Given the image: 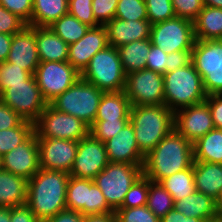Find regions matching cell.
Here are the masks:
<instances>
[{"label": "cell", "instance_id": "cell-2", "mask_svg": "<svg viewBox=\"0 0 222 222\" xmlns=\"http://www.w3.org/2000/svg\"><path fill=\"white\" fill-rule=\"evenodd\" d=\"M193 143L173 129L145 156L143 174L153 182L188 169L193 164Z\"/></svg>", "mask_w": 222, "mask_h": 222}, {"label": "cell", "instance_id": "cell-4", "mask_svg": "<svg viewBox=\"0 0 222 222\" xmlns=\"http://www.w3.org/2000/svg\"><path fill=\"white\" fill-rule=\"evenodd\" d=\"M163 79L165 105L173 112L178 110L179 106L184 108L206 100L202 78L192 62L165 73Z\"/></svg>", "mask_w": 222, "mask_h": 222}, {"label": "cell", "instance_id": "cell-20", "mask_svg": "<svg viewBox=\"0 0 222 222\" xmlns=\"http://www.w3.org/2000/svg\"><path fill=\"white\" fill-rule=\"evenodd\" d=\"M104 144L109 162L144 165L145 156L138 148L134 128L130 121Z\"/></svg>", "mask_w": 222, "mask_h": 222}, {"label": "cell", "instance_id": "cell-27", "mask_svg": "<svg viewBox=\"0 0 222 222\" xmlns=\"http://www.w3.org/2000/svg\"><path fill=\"white\" fill-rule=\"evenodd\" d=\"M131 104L124 90L104 92L94 121L130 119Z\"/></svg>", "mask_w": 222, "mask_h": 222}, {"label": "cell", "instance_id": "cell-26", "mask_svg": "<svg viewBox=\"0 0 222 222\" xmlns=\"http://www.w3.org/2000/svg\"><path fill=\"white\" fill-rule=\"evenodd\" d=\"M174 209L187 218L194 217L209 220L218 215L216 200L198 191L181 200L174 201Z\"/></svg>", "mask_w": 222, "mask_h": 222}, {"label": "cell", "instance_id": "cell-44", "mask_svg": "<svg viewBox=\"0 0 222 222\" xmlns=\"http://www.w3.org/2000/svg\"><path fill=\"white\" fill-rule=\"evenodd\" d=\"M119 0H92L93 16L101 25L115 18Z\"/></svg>", "mask_w": 222, "mask_h": 222}, {"label": "cell", "instance_id": "cell-38", "mask_svg": "<svg viewBox=\"0 0 222 222\" xmlns=\"http://www.w3.org/2000/svg\"><path fill=\"white\" fill-rule=\"evenodd\" d=\"M151 25L176 17L171 0H145Z\"/></svg>", "mask_w": 222, "mask_h": 222}, {"label": "cell", "instance_id": "cell-40", "mask_svg": "<svg viewBox=\"0 0 222 222\" xmlns=\"http://www.w3.org/2000/svg\"><path fill=\"white\" fill-rule=\"evenodd\" d=\"M130 119L94 121L89 127V133L97 140L105 142L114 137Z\"/></svg>", "mask_w": 222, "mask_h": 222}, {"label": "cell", "instance_id": "cell-39", "mask_svg": "<svg viewBox=\"0 0 222 222\" xmlns=\"http://www.w3.org/2000/svg\"><path fill=\"white\" fill-rule=\"evenodd\" d=\"M32 74L23 68L4 61L0 63V94L8 87L9 84L23 83Z\"/></svg>", "mask_w": 222, "mask_h": 222}, {"label": "cell", "instance_id": "cell-37", "mask_svg": "<svg viewBox=\"0 0 222 222\" xmlns=\"http://www.w3.org/2000/svg\"><path fill=\"white\" fill-rule=\"evenodd\" d=\"M115 18L122 20H148L145 0H119Z\"/></svg>", "mask_w": 222, "mask_h": 222}, {"label": "cell", "instance_id": "cell-56", "mask_svg": "<svg viewBox=\"0 0 222 222\" xmlns=\"http://www.w3.org/2000/svg\"><path fill=\"white\" fill-rule=\"evenodd\" d=\"M0 222H10L9 207H0Z\"/></svg>", "mask_w": 222, "mask_h": 222}, {"label": "cell", "instance_id": "cell-32", "mask_svg": "<svg viewBox=\"0 0 222 222\" xmlns=\"http://www.w3.org/2000/svg\"><path fill=\"white\" fill-rule=\"evenodd\" d=\"M159 183L171 194L174 201L191 195L196 191L193 164L188 169L175 172L173 175L162 179Z\"/></svg>", "mask_w": 222, "mask_h": 222}, {"label": "cell", "instance_id": "cell-21", "mask_svg": "<svg viewBox=\"0 0 222 222\" xmlns=\"http://www.w3.org/2000/svg\"><path fill=\"white\" fill-rule=\"evenodd\" d=\"M10 63L35 74L40 63L35 40V26H25L20 32L13 35L9 56Z\"/></svg>", "mask_w": 222, "mask_h": 222}, {"label": "cell", "instance_id": "cell-50", "mask_svg": "<svg viewBox=\"0 0 222 222\" xmlns=\"http://www.w3.org/2000/svg\"><path fill=\"white\" fill-rule=\"evenodd\" d=\"M205 101L209 106L214 128L222 129V94L208 95Z\"/></svg>", "mask_w": 222, "mask_h": 222}, {"label": "cell", "instance_id": "cell-33", "mask_svg": "<svg viewBox=\"0 0 222 222\" xmlns=\"http://www.w3.org/2000/svg\"><path fill=\"white\" fill-rule=\"evenodd\" d=\"M49 28L70 45L79 41L90 27L68 13L61 16Z\"/></svg>", "mask_w": 222, "mask_h": 222}, {"label": "cell", "instance_id": "cell-58", "mask_svg": "<svg viewBox=\"0 0 222 222\" xmlns=\"http://www.w3.org/2000/svg\"><path fill=\"white\" fill-rule=\"evenodd\" d=\"M217 203V211H218V215L222 216V189L220 191V194L218 196V199L216 200Z\"/></svg>", "mask_w": 222, "mask_h": 222}, {"label": "cell", "instance_id": "cell-59", "mask_svg": "<svg viewBox=\"0 0 222 222\" xmlns=\"http://www.w3.org/2000/svg\"><path fill=\"white\" fill-rule=\"evenodd\" d=\"M207 222H222V216L217 215L214 218H210Z\"/></svg>", "mask_w": 222, "mask_h": 222}, {"label": "cell", "instance_id": "cell-11", "mask_svg": "<svg viewBox=\"0 0 222 222\" xmlns=\"http://www.w3.org/2000/svg\"><path fill=\"white\" fill-rule=\"evenodd\" d=\"M66 209L78 211L83 216L115 213L94 180L72 176L67 183Z\"/></svg>", "mask_w": 222, "mask_h": 222}, {"label": "cell", "instance_id": "cell-35", "mask_svg": "<svg viewBox=\"0 0 222 222\" xmlns=\"http://www.w3.org/2000/svg\"><path fill=\"white\" fill-rule=\"evenodd\" d=\"M34 132V123L24 120L19 126L0 130V155L23 143Z\"/></svg>", "mask_w": 222, "mask_h": 222}, {"label": "cell", "instance_id": "cell-13", "mask_svg": "<svg viewBox=\"0 0 222 222\" xmlns=\"http://www.w3.org/2000/svg\"><path fill=\"white\" fill-rule=\"evenodd\" d=\"M124 92L131 106L165 105L163 75L152 70L127 74Z\"/></svg>", "mask_w": 222, "mask_h": 222}, {"label": "cell", "instance_id": "cell-1", "mask_svg": "<svg viewBox=\"0 0 222 222\" xmlns=\"http://www.w3.org/2000/svg\"><path fill=\"white\" fill-rule=\"evenodd\" d=\"M69 173L40 170L28 180L26 205L40 222H45L66 209V191Z\"/></svg>", "mask_w": 222, "mask_h": 222}, {"label": "cell", "instance_id": "cell-24", "mask_svg": "<svg viewBox=\"0 0 222 222\" xmlns=\"http://www.w3.org/2000/svg\"><path fill=\"white\" fill-rule=\"evenodd\" d=\"M193 173L196 191L217 200L222 189V164L193 161Z\"/></svg>", "mask_w": 222, "mask_h": 222}, {"label": "cell", "instance_id": "cell-57", "mask_svg": "<svg viewBox=\"0 0 222 222\" xmlns=\"http://www.w3.org/2000/svg\"><path fill=\"white\" fill-rule=\"evenodd\" d=\"M204 6L222 8V0H203Z\"/></svg>", "mask_w": 222, "mask_h": 222}, {"label": "cell", "instance_id": "cell-41", "mask_svg": "<svg viewBox=\"0 0 222 222\" xmlns=\"http://www.w3.org/2000/svg\"><path fill=\"white\" fill-rule=\"evenodd\" d=\"M116 222H160V219L147 207L118 208Z\"/></svg>", "mask_w": 222, "mask_h": 222}, {"label": "cell", "instance_id": "cell-48", "mask_svg": "<svg viewBox=\"0 0 222 222\" xmlns=\"http://www.w3.org/2000/svg\"><path fill=\"white\" fill-rule=\"evenodd\" d=\"M24 119L0 100V130L19 126Z\"/></svg>", "mask_w": 222, "mask_h": 222}, {"label": "cell", "instance_id": "cell-16", "mask_svg": "<svg viewBox=\"0 0 222 222\" xmlns=\"http://www.w3.org/2000/svg\"><path fill=\"white\" fill-rule=\"evenodd\" d=\"M2 169L27 181L40 170L38 139L35 131L23 143L2 156Z\"/></svg>", "mask_w": 222, "mask_h": 222}, {"label": "cell", "instance_id": "cell-17", "mask_svg": "<svg viewBox=\"0 0 222 222\" xmlns=\"http://www.w3.org/2000/svg\"><path fill=\"white\" fill-rule=\"evenodd\" d=\"M40 168L70 173L74 164L78 141L37 138Z\"/></svg>", "mask_w": 222, "mask_h": 222}, {"label": "cell", "instance_id": "cell-52", "mask_svg": "<svg viewBox=\"0 0 222 222\" xmlns=\"http://www.w3.org/2000/svg\"><path fill=\"white\" fill-rule=\"evenodd\" d=\"M83 217L78 211L65 209L45 222H83Z\"/></svg>", "mask_w": 222, "mask_h": 222}, {"label": "cell", "instance_id": "cell-51", "mask_svg": "<svg viewBox=\"0 0 222 222\" xmlns=\"http://www.w3.org/2000/svg\"><path fill=\"white\" fill-rule=\"evenodd\" d=\"M10 222H40L27 205L10 208Z\"/></svg>", "mask_w": 222, "mask_h": 222}, {"label": "cell", "instance_id": "cell-12", "mask_svg": "<svg viewBox=\"0 0 222 222\" xmlns=\"http://www.w3.org/2000/svg\"><path fill=\"white\" fill-rule=\"evenodd\" d=\"M151 44L167 54L182 50H192L195 42L194 22L174 17L151 25Z\"/></svg>", "mask_w": 222, "mask_h": 222}, {"label": "cell", "instance_id": "cell-49", "mask_svg": "<svg viewBox=\"0 0 222 222\" xmlns=\"http://www.w3.org/2000/svg\"><path fill=\"white\" fill-rule=\"evenodd\" d=\"M191 63V50L176 51L168 54V65L165 73L172 72L178 68L187 66Z\"/></svg>", "mask_w": 222, "mask_h": 222}, {"label": "cell", "instance_id": "cell-25", "mask_svg": "<svg viewBox=\"0 0 222 222\" xmlns=\"http://www.w3.org/2000/svg\"><path fill=\"white\" fill-rule=\"evenodd\" d=\"M28 181L5 170H0V207L26 205Z\"/></svg>", "mask_w": 222, "mask_h": 222}, {"label": "cell", "instance_id": "cell-47", "mask_svg": "<svg viewBox=\"0 0 222 222\" xmlns=\"http://www.w3.org/2000/svg\"><path fill=\"white\" fill-rule=\"evenodd\" d=\"M166 65H168V54L158 46L151 44L150 52L147 55L146 69L164 75Z\"/></svg>", "mask_w": 222, "mask_h": 222}, {"label": "cell", "instance_id": "cell-34", "mask_svg": "<svg viewBox=\"0 0 222 222\" xmlns=\"http://www.w3.org/2000/svg\"><path fill=\"white\" fill-rule=\"evenodd\" d=\"M147 207L159 218H163L174 209V200L171 194L158 182L149 179Z\"/></svg>", "mask_w": 222, "mask_h": 222}, {"label": "cell", "instance_id": "cell-15", "mask_svg": "<svg viewBox=\"0 0 222 222\" xmlns=\"http://www.w3.org/2000/svg\"><path fill=\"white\" fill-rule=\"evenodd\" d=\"M104 142L90 133L78 142L76 156L69 175L94 180L96 175L108 165Z\"/></svg>", "mask_w": 222, "mask_h": 222}, {"label": "cell", "instance_id": "cell-29", "mask_svg": "<svg viewBox=\"0 0 222 222\" xmlns=\"http://www.w3.org/2000/svg\"><path fill=\"white\" fill-rule=\"evenodd\" d=\"M68 14V0H33L29 26L49 27L61 16Z\"/></svg>", "mask_w": 222, "mask_h": 222}, {"label": "cell", "instance_id": "cell-19", "mask_svg": "<svg viewBox=\"0 0 222 222\" xmlns=\"http://www.w3.org/2000/svg\"><path fill=\"white\" fill-rule=\"evenodd\" d=\"M108 45L104 25L90 27L79 41L69 45L67 62L81 74L94 54L105 49Z\"/></svg>", "mask_w": 222, "mask_h": 222}, {"label": "cell", "instance_id": "cell-6", "mask_svg": "<svg viewBox=\"0 0 222 222\" xmlns=\"http://www.w3.org/2000/svg\"><path fill=\"white\" fill-rule=\"evenodd\" d=\"M103 91L79 78L49 104L56 110L75 116L89 127L94 123Z\"/></svg>", "mask_w": 222, "mask_h": 222}, {"label": "cell", "instance_id": "cell-45", "mask_svg": "<svg viewBox=\"0 0 222 222\" xmlns=\"http://www.w3.org/2000/svg\"><path fill=\"white\" fill-rule=\"evenodd\" d=\"M0 5L17 15L27 25L31 22L33 0H0Z\"/></svg>", "mask_w": 222, "mask_h": 222}, {"label": "cell", "instance_id": "cell-14", "mask_svg": "<svg viewBox=\"0 0 222 222\" xmlns=\"http://www.w3.org/2000/svg\"><path fill=\"white\" fill-rule=\"evenodd\" d=\"M34 76L43 98L49 104L70 88L80 78V73L67 61H47L39 63Z\"/></svg>", "mask_w": 222, "mask_h": 222}, {"label": "cell", "instance_id": "cell-30", "mask_svg": "<svg viewBox=\"0 0 222 222\" xmlns=\"http://www.w3.org/2000/svg\"><path fill=\"white\" fill-rule=\"evenodd\" d=\"M194 161L222 164V129H212L193 143Z\"/></svg>", "mask_w": 222, "mask_h": 222}, {"label": "cell", "instance_id": "cell-3", "mask_svg": "<svg viewBox=\"0 0 222 222\" xmlns=\"http://www.w3.org/2000/svg\"><path fill=\"white\" fill-rule=\"evenodd\" d=\"M130 122L138 148L146 156L174 129V112L166 105L131 106Z\"/></svg>", "mask_w": 222, "mask_h": 222}, {"label": "cell", "instance_id": "cell-22", "mask_svg": "<svg viewBox=\"0 0 222 222\" xmlns=\"http://www.w3.org/2000/svg\"><path fill=\"white\" fill-rule=\"evenodd\" d=\"M110 46L119 48L133 41L150 38L151 23L148 20H122L113 18L104 24Z\"/></svg>", "mask_w": 222, "mask_h": 222}, {"label": "cell", "instance_id": "cell-53", "mask_svg": "<svg viewBox=\"0 0 222 222\" xmlns=\"http://www.w3.org/2000/svg\"><path fill=\"white\" fill-rule=\"evenodd\" d=\"M160 222H207V219L194 217L187 218L182 213L172 209L163 218L160 219Z\"/></svg>", "mask_w": 222, "mask_h": 222}, {"label": "cell", "instance_id": "cell-60", "mask_svg": "<svg viewBox=\"0 0 222 222\" xmlns=\"http://www.w3.org/2000/svg\"><path fill=\"white\" fill-rule=\"evenodd\" d=\"M0 170H2V156L0 155Z\"/></svg>", "mask_w": 222, "mask_h": 222}, {"label": "cell", "instance_id": "cell-10", "mask_svg": "<svg viewBox=\"0 0 222 222\" xmlns=\"http://www.w3.org/2000/svg\"><path fill=\"white\" fill-rule=\"evenodd\" d=\"M37 138L80 141L89 134V126L82 120L54 109L50 104L34 123Z\"/></svg>", "mask_w": 222, "mask_h": 222}, {"label": "cell", "instance_id": "cell-42", "mask_svg": "<svg viewBox=\"0 0 222 222\" xmlns=\"http://www.w3.org/2000/svg\"><path fill=\"white\" fill-rule=\"evenodd\" d=\"M68 13L89 27L99 26L92 9V0H68Z\"/></svg>", "mask_w": 222, "mask_h": 222}, {"label": "cell", "instance_id": "cell-43", "mask_svg": "<svg viewBox=\"0 0 222 222\" xmlns=\"http://www.w3.org/2000/svg\"><path fill=\"white\" fill-rule=\"evenodd\" d=\"M176 17L195 21L203 9V0H171Z\"/></svg>", "mask_w": 222, "mask_h": 222}, {"label": "cell", "instance_id": "cell-55", "mask_svg": "<svg viewBox=\"0 0 222 222\" xmlns=\"http://www.w3.org/2000/svg\"><path fill=\"white\" fill-rule=\"evenodd\" d=\"M83 222H116V216L115 213L86 215Z\"/></svg>", "mask_w": 222, "mask_h": 222}, {"label": "cell", "instance_id": "cell-7", "mask_svg": "<svg viewBox=\"0 0 222 222\" xmlns=\"http://www.w3.org/2000/svg\"><path fill=\"white\" fill-rule=\"evenodd\" d=\"M143 175V165L112 163L94 178L108 205L116 211L124 202L130 187Z\"/></svg>", "mask_w": 222, "mask_h": 222}, {"label": "cell", "instance_id": "cell-5", "mask_svg": "<svg viewBox=\"0 0 222 222\" xmlns=\"http://www.w3.org/2000/svg\"><path fill=\"white\" fill-rule=\"evenodd\" d=\"M80 78L103 92L123 91L126 82L118 49L108 45L91 58Z\"/></svg>", "mask_w": 222, "mask_h": 222}, {"label": "cell", "instance_id": "cell-9", "mask_svg": "<svg viewBox=\"0 0 222 222\" xmlns=\"http://www.w3.org/2000/svg\"><path fill=\"white\" fill-rule=\"evenodd\" d=\"M0 100L24 120L32 123L37 121L48 105L34 75L23 83L9 84L0 94Z\"/></svg>", "mask_w": 222, "mask_h": 222}, {"label": "cell", "instance_id": "cell-8", "mask_svg": "<svg viewBox=\"0 0 222 222\" xmlns=\"http://www.w3.org/2000/svg\"><path fill=\"white\" fill-rule=\"evenodd\" d=\"M191 62L202 78L206 95L222 94V39L195 40Z\"/></svg>", "mask_w": 222, "mask_h": 222}, {"label": "cell", "instance_id": "cell-46", "mask_svg": "<svg viewBox=\"0 0 222 222\" xmlns=\"http://www.w3.org/2000/svg\"><path fill=\"white\" fill-rule=\"evenodd\" d=\"M25 26L27 24L21 18L0 5V33L14 35Z\"/></svg>", "mask_w": 222, "mask_h": 222}, {"label": "cell", "instance_id": "cell-28", "mask_svg": "<svg viewBox=\"0 0 222 222\" xmlns=\"http://www.w3.org/2000/svg\"><path fill=\"white\" fill-rule=\"evenodd\" d=\"M195 40L222 39V8L204 6L194 21Z\"/></svg>", "mask_w": 222, "mask_h": 222}, {"label": "cell", "instance_id": "cell-31", "mask_svg": "<svg viewBox=\"0 0 222 222\" xmlns=\"http://www.w3.org/2000/svg\"><path fill=\"white\" fill-rule=\"evenodd\" d=\"M151 40H137L118 49L120 60L127 74L146 69L147 55L150 52Z\"/></svg>", "mask_w": 222, "mask_h": 222}, {"label": "cell", "instance_id": "cell-23", "mask_svg": "<svg viewBox=\"0 0 222 222\" xmlns=\"http://www.w3.org/2000/svg\"><path fill=\"white\" fill-rule=\"evenodd\" d=\"M35 40L40 62H65L69 45L49 27H35Z\"/></svg>", "mask_w": 222, "mask_h": 222}, {"label": "cell", "instance_id": "cell-54", "mask_svg": "<svg viewBox=\"0 0 222 222\" xmlns=\"http://www.w3.org/2000/svg\"><path fill=\"white\" fill-rule=\"evenodd\" d=\"M13 35L0 33V63L7 61Z\"/></svg>", "mask_w": 222, "mask_h": 222}, {"label": "cell", "instance_id": "cell-18", "mask_svg": "<svg viewBox=\"0 0 222 222\" xmlns=\"http://www.w3.org/2000/svg\"><path fill=\"white\" fill-rule=\"evenodd\" d=\"M174 129L194 143L214 129L213 119L206 101L174 112Z\"/></svg>", "mask_w": 222, "mask_h": 222}, {"label": "cell", "instance_id": "cell-36", "mask_svg": "<svg viewBox=\"0 0 222 222\" xmlns=\"http://www.w3.org/2000/svg\"><path fill=\"white\" fill-rule=\"evenodd\" d=\"M149 178L144 174L130 187L120 208H135L147 205Z\"/></svg>", "mask_w": 222, "mask_h": 222}]
</instances>
